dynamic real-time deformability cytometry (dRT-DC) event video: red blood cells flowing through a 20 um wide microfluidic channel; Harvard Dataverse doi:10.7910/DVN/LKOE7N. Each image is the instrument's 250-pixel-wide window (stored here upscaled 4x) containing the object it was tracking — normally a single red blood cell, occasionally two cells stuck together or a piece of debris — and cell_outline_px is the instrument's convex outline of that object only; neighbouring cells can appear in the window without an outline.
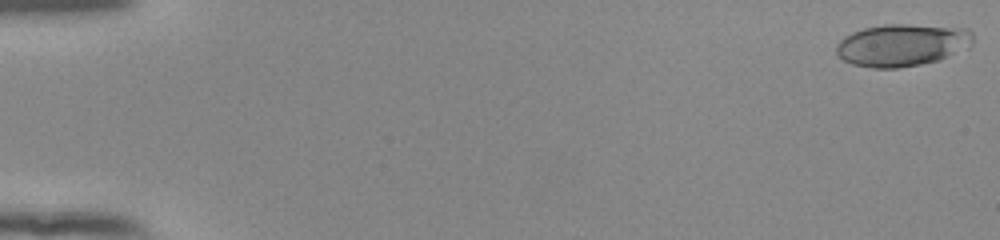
{"species": "human", "species_latin": "Homo sapiens", "temperature_condition": "room temperature", "stored_images_in_passage": 21, "camera_frame_rate_fps": 3000, "um_per_image_px": 0.085, "donor": {"sex": "female"}, "frame": {"image": 1, "passage_image": 1, "time_ms": 0.0, "image_size_px": [1000, 240], "cell_outline_px": [[972, 44], [968, 48], [940, 60], [920, 64], [896, 68], [872, 68], [852, 64], [844, 60], [836, 52], [836, 44], [844, 36], [852, 32], [864, 28], [884, 24], [908, 24], [968, 28], [972, 32]], "centroid_in_image_um": [76.68, 3.82], "position_along_channel_um": 8.3, "area_um2": 33.87}}
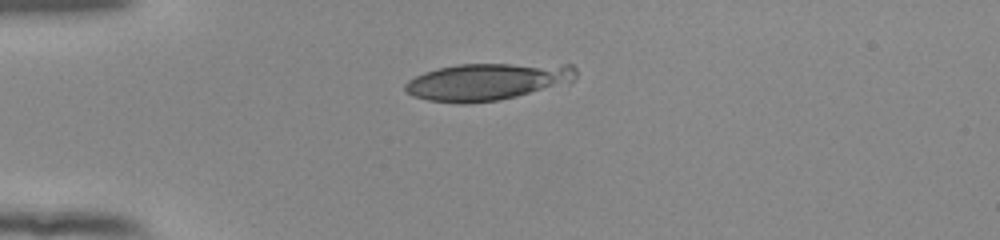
{"frame": {"image": 2, "passage_image": 15, "time_ms": 4.667, "image_size_px": [1000, 240], "cell_outline_px": [[576, 76], [572, 80], [516, 96], [500, 100], [464, 104], [460, 104], [428, 100], [412, 96], [404, 92], [404, 84], [408, 80], [424, 72], [440, 68], [460, 64], [572, 64], [576, 68]], "centroid_in_image_um": [41.33, 6.94], "position_along_channel_um": 43.7, "area_um2": 36.59}}